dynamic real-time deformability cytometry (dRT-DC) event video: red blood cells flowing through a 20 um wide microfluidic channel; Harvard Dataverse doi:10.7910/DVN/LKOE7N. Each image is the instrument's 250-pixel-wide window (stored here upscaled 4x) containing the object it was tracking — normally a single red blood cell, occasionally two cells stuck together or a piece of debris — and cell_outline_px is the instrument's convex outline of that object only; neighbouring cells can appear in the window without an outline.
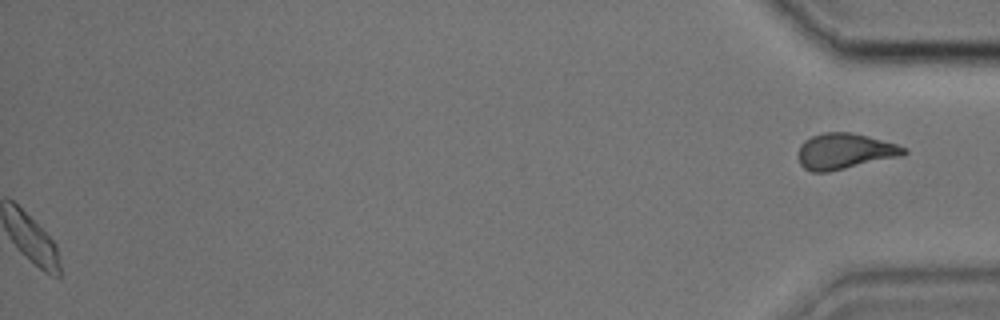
{"species": "common noctule bat (a hibernating species)", "species_latin": "Nyctalus noctula", "temperature_condition": "cold", "stored_images_in_passage": 40, "segment_of_instrument_passage": [2, 2], "camera_frame_rate_fps": 3000, "um_per_image_px": 0.085, "animal": {"sex": "male", "body_mass_g": 17.9, "forearm_length_mm": 54.2}, "frame": {"image": 1, "passage_image": 40, "time_ms": 13.0, "image_size_px": [1000, 320], "cell_outline_px": [[908, 152], [904, 156], [828, 172], [812, 172], [804, 168], [800, 164], [800, 144], [804, 140], [812, 136], [824, 132], [852, 132], [868, 136], [896, 144], [908, 148]], "centroid_in_image_um": [71.85, 12.86], "position_along_channel_um": 363.4, "area_um2": 22.14}}